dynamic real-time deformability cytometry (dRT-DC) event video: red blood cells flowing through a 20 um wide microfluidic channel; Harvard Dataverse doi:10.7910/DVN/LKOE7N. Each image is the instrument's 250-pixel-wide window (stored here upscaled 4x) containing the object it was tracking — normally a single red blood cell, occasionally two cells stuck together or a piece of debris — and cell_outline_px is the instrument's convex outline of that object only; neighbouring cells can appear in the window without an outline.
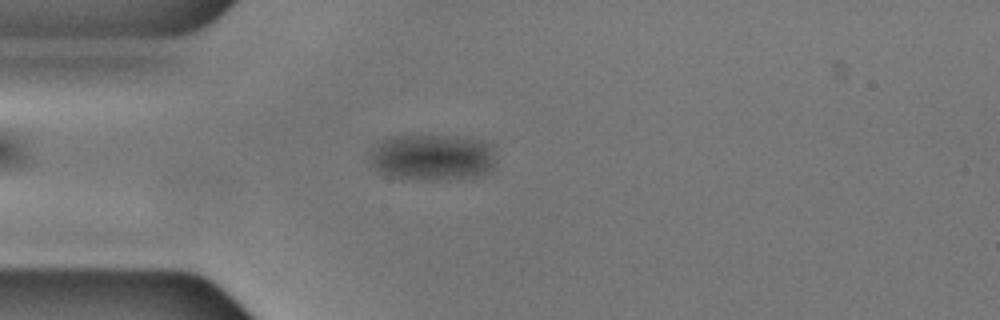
{"species": "common noctule bat (a hibernating species)", "species_latin": "Nyctalus noctula", "temperature_condition": "cold", "stored_images_in_passage": 54, "camera_frame_rate_fps": 3000, "um_per_image_px": 0.085, "animal": {"sex": "male", "body_mass_g": 17.9, "forearm_length_mm": 54.2}, "frame": {"image": 1, "passage_image": 13, "time_ms": 4.0, "image_size_px": [1000, 320], "cell_outline_px": [[496, 168], [480, 176], [440, 180], [428, 180], [388, 176], [380, 172], [372, 164], [372, 148], [380, 140], [388, 136], [448, 136], [484, 140], [492, 144], [496, 164]], "centroid_in_image_um": [36.82, 13.37], "position_along_channel_um": 48.2, "area_um2": 34.33}}
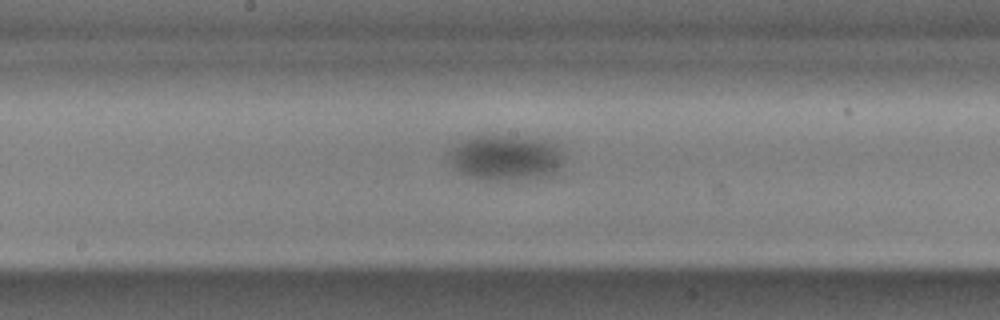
{"frame": {"image": 2, "passage_image": 27, "time_ms": 8.667, "image_size_px": [1000, 320], "cell_outline_px": [[564, 160], [560, 168], [552, 176], [512, 180], [480, 180], [460, 172], [448, 160], [448, 152], [452, 148], [464, 140], [472, 136], [492, 132], [528, 136], [544, 140], [552, 144], [564, 156]], "centroid_in_image_um": [42.97, 13.36], "position_along_channel_um": 205.2, "area_um2": 31.39}}
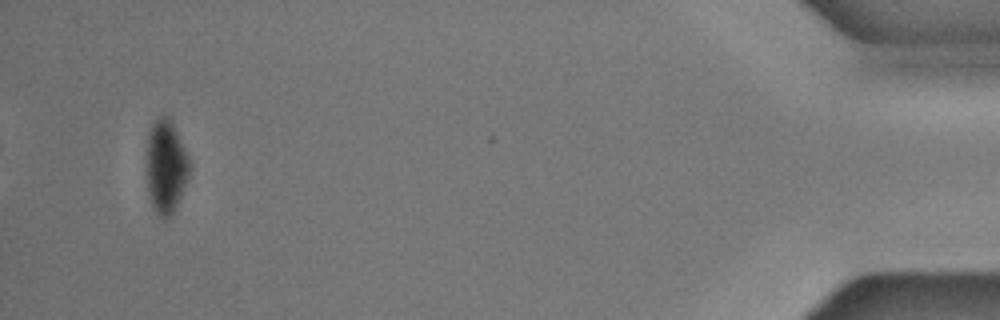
{"frame": {"image": 3, "passage_image": 52, "time_ms": 17.0, "image_size_px": [1000, 320], "cell_outline_px": [[192, 172], [176, 208], [164, 220], [156, 212], [152, 204], [148, 192], [148, 132], [156, 116], [168, 116], [192, 164]], "centroid_in_image_um": [14.14, 14.17], "position_along_channel_um": 421.1, "area_um2": 23.24}}